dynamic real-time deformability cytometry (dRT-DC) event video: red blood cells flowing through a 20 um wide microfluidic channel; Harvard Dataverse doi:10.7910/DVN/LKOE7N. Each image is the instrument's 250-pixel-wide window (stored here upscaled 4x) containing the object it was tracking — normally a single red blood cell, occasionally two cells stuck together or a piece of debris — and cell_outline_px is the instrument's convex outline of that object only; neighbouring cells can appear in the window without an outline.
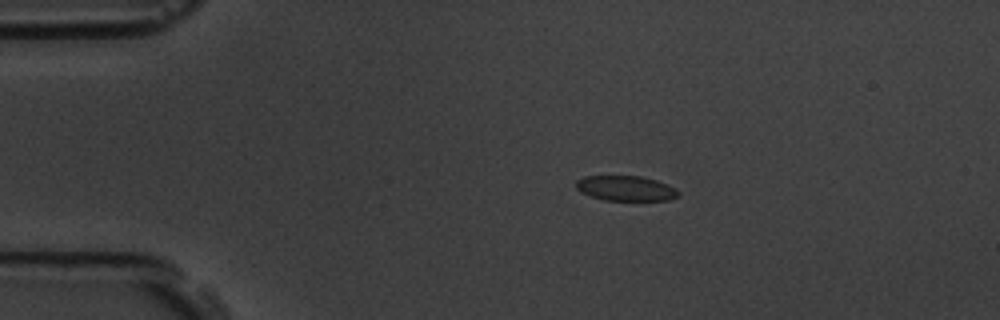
{"species": "common noctule bat (a hibernating species)", "species_latin": "Nyctalus noctula", "temperature_condition": "room temperature", "stored_images_in_passage": 5, "camera_frame_rate_fps": 3000, "um_per_image_px": 0.085, "animal": {"sex": "male", "body_mass_g": 19.5, "forearm_length_mm": 54.6}, "frame": {"image": 1, "passage_image": 3, "time_ms": 2.333, "image_size_px": [1000, 320], "cell_outline_px": [[680, 192], [676, 196], [668, 200], [604, 200], [580, 192], [576, 188], [576, 180], [584, 176], [640, 176], [656, 180], [676, 188]], "centroid_in_image_um": [53.17, 16.0], "position_along_channel_um": 31.8, "area_um2": 14.85}}
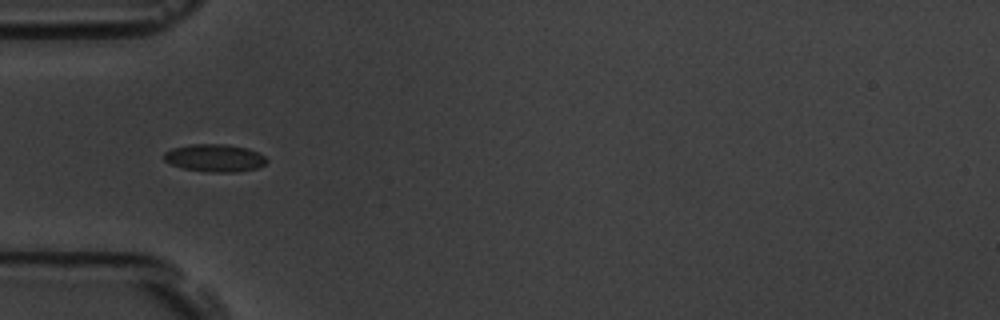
{"frame": {"image": 2, "passage_image": 5, "time_ms": 4.667, "image_size_px": [1000, 320], "cell_outline_px": [[268, 160], [264, 164], [256, 168], [236, 172], [212, 172], [184, 168], [172, 164], [164, 160], [164, 152], [172, 148], [192, 144], [224, 144], [248, 148], [264, 156]], "centroid_in_image_um": [18.25, 13.42], "position_along_channel_um": 66.8, "area_um2": 16.3}}